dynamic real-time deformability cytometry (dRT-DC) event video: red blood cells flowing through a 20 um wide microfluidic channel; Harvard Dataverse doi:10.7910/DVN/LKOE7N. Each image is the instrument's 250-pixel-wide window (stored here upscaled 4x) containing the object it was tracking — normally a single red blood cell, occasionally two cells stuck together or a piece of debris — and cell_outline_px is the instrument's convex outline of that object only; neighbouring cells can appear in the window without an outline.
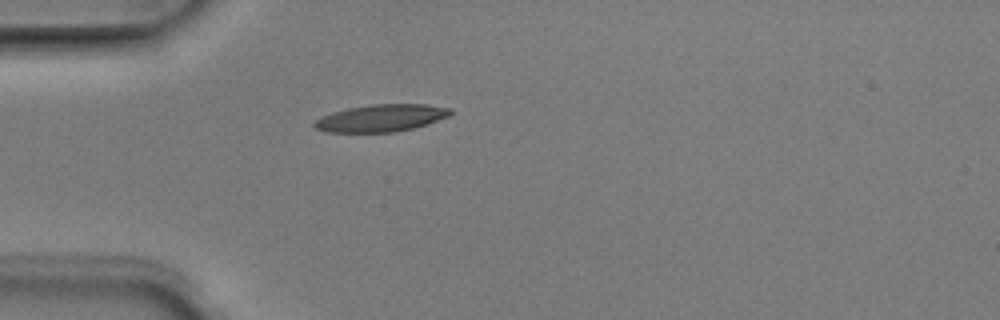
{"species": "Egyptian fruit bat (a non-hibernating species)", "species_latin": "Rousettus aegyptiacus", "temperature_condition": "room temperature", "stored_images_in_passage": 1, "camera_frame_rate_fps": 3000, "um_per_image_px": 0.085, "animal": {"sex": "male"}, "frame": {"image": 1, "passage_image": 1, "time_ms": 0.0, "image_size_px": [1000, 320], "cell_outline_px": [[452, 112], [448, 116], [412, 128], [396, 132], [328, 132], [316, 128], [312, 124], [316, 120], [332, 112], [348, 108], [372, 104], [428, 104], [452, 108]], "centroid_in_image_um": [32.4, 10.02], "position_along_channel_um": 52.6, "area_um2": 21.33}}